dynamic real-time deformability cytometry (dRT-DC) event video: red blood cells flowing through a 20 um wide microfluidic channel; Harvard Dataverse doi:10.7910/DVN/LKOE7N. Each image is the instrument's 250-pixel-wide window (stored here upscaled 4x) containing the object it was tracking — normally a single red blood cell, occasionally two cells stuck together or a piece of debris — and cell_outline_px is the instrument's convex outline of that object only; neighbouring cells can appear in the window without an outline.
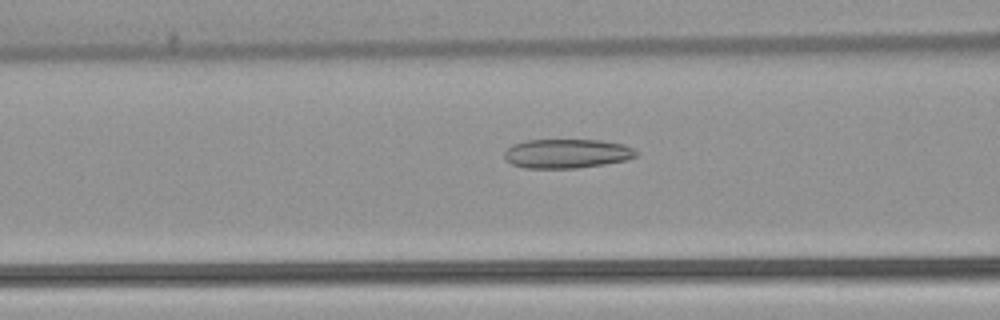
{"species": "common noctule bat (a hibernating species)", "species_latin": "Nyctalus noctula", "temperature_condition": "warm", "stored_images_in_passage": 53, "camera_frame_rate_fps": 3000, "um_per_image_px": 0.085, "animal": {"sex": "female", "body_mass_g": 22.7, "forearm_length_mm": 54.2}, "frame": {"image": 1, "passage_image": 21, "time_ms": 6.667, "image_size_px": [1000, 320], "cell_outline_px": [[640, 152], [636, 156], [624, 160], [604, 164], [576, 168], [524, 168], [512, 164], [504, 156], [504, 152], [512, 144], [524, 140], [600, 140], [624, 144]], "centroid_in_image_um": [48.18, 13.05], "position_along_channel_um": 118.4, "area_um2": 22.43}}
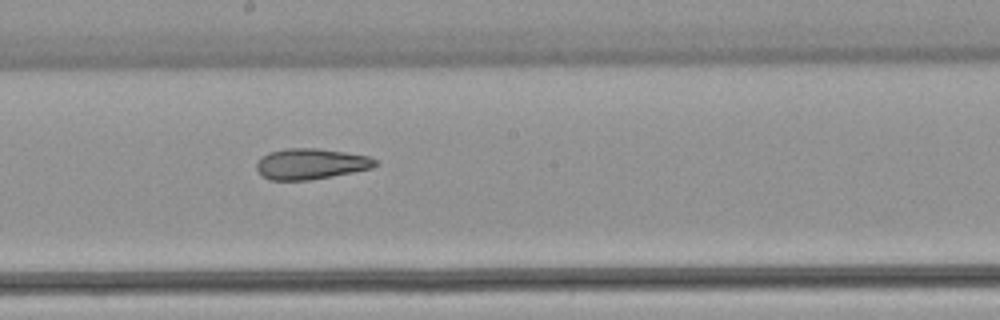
{"frame": {"image": 2, "passage_image": 29, "time_ms": 9.333, "image_size_px": [1000, 320], "cell_outline_px": [[376, 164], [372, 168], [332, 176], [308, 180], [268, 180], [256, 168], [256, 164], [268, 152], [288, 148], [316, 148], [344, 152], [368, 156], [376, 160]], "centroid_in_image_um": [26.41, 13.93], "position_along_channel_um": 221.8, "area_um2": 20.98}}
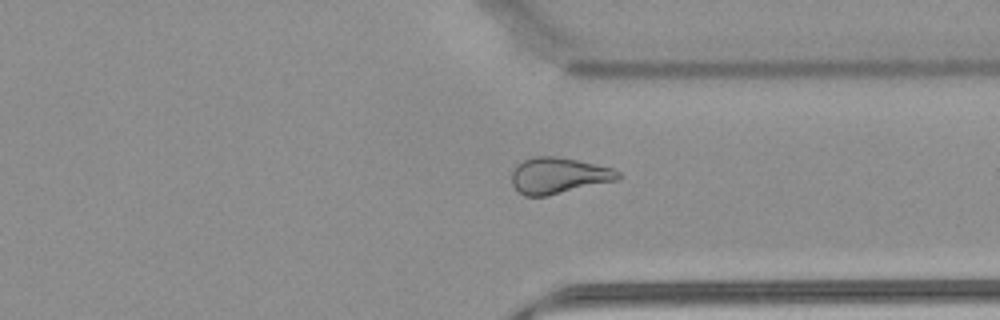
{"frame": {"image": 3, "passage_image": 40, "time_ms": 13.0, "image_size_px": [1000, 320], "cell_outline_px": [[620, 176], [616, 180], [544, 196], [524, 196], [512, 184], [512, 168], [516, 164], [532, 156], [556, 156], [576, 160], [612, 168], [620, 172]], "centroid_in_image_um": [47.42, 14.91], "position_along_channel_um": 364.0, "area_um2": 22.08}, "authors_computed_cell_mechanics": {"area_um2": 24.9118, "velocity_mm_per_s": 3.8747, "shape_relaxation_time_tau1_ms": null, "shape_relaxation_time_tau2_ms": 4.8626, "deformation_change_tau1": null, "deformation_change_tau2": 0.1365}}